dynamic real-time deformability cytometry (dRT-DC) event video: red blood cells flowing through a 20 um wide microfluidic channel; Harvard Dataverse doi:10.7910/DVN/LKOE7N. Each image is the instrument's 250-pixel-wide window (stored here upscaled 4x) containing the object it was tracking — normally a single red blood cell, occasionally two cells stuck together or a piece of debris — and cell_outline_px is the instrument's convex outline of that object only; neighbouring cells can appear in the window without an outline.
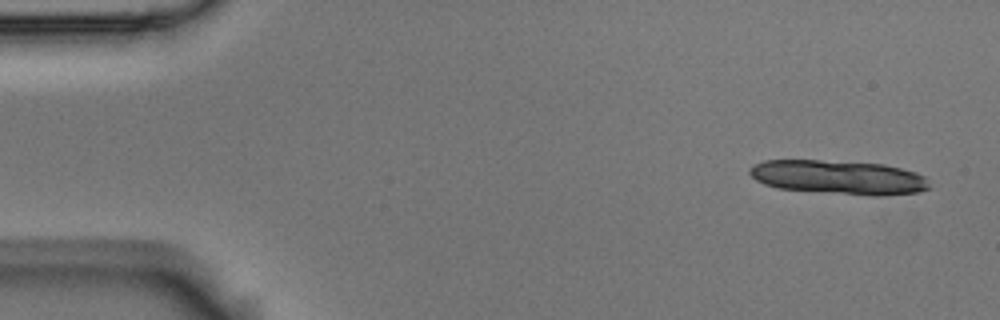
{"species": "Egyptian fruit bat (a non-hibernating species)", "species_latin": "Rousettus aegyptiacus", "temperature_condition": "room temperature", "stored_images_in_passage": 5, "camera_frame_rate_fps": 3000, "um_per_image_px": 0.085, "animal": {"sex": "male"}, "frame": {"image": 1, "passage_image": 1, "time_ms": 0.0, "image_size_px": [1000, 320], "cell_outline_px": [[932, 188], [920, 192], [880, 196], [868, 196], [780, 188], [764, 184], [756, 180], [748, 172], [748, 168], [752, 164], [764, 160], [820, 160], [884, 164], [916, 172], [924, 176]], "centroid_in_image_um": [71.3, 15.07], "position_along_channel_um": 13.7, "area_um2": 35.89}}